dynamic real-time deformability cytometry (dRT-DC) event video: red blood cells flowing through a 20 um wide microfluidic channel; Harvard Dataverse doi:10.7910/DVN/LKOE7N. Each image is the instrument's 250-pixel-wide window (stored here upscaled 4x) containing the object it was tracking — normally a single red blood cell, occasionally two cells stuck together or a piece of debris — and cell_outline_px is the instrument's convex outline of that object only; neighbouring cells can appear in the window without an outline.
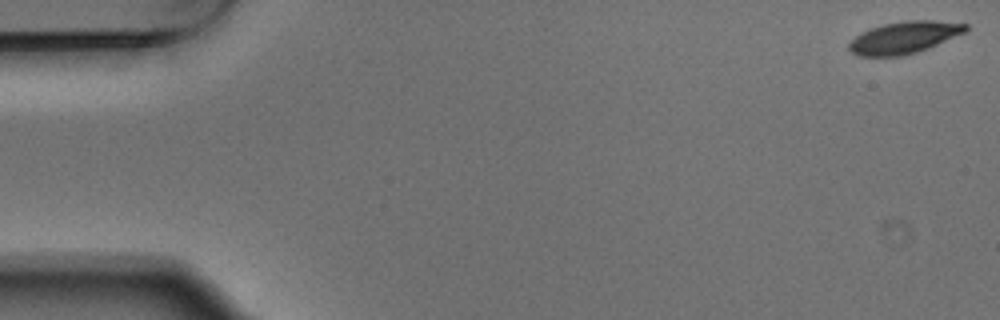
{"species": "Egyptian fruit bat (a non-hibernating species)", "species_latin": "Rousettus aegyptiacus", "temperature_condition": "warm", "stored_images_in_passage": 5, "camera_frame_rate_fps": 3000, "um_per_image_px": 0.085, "animal": {"sex": "male"}, "frame": {"image": 1, "passage_image": 1, "time_ms": 0.0, "image_size_px": [1000, 320], "cell_outline_px": [[968, 28], [964, 32], [928, 48], [904, 56], [860, 56], [852, 52], [848, 48], [848, 44], [860, 32], [884, 24], [904, 20], [932, 20], [968, 24]], "centroid_in_image_um": [76.83, 3.18], "position_along_channel_um": 8.2, "area_um2": 21.56}}
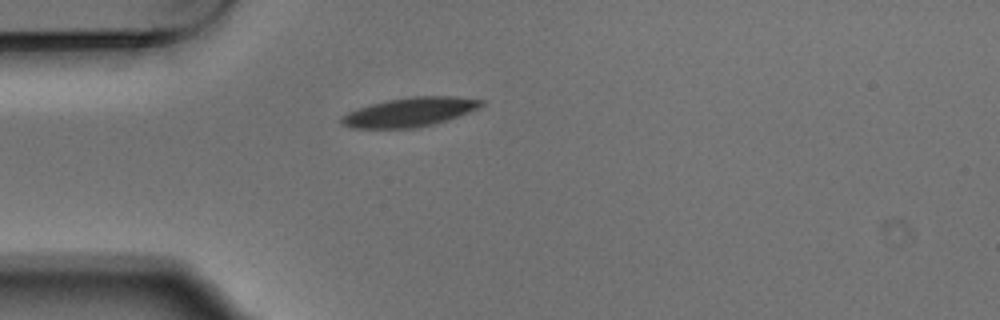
{"frame": {"image": 2, "passage_image": 5, "time_ms": 1.333, "image_size_px": [1000, 320], "cell_outline_px": [[484, 104], [480, 108], [448, 120], [416, 128], [352, 128], [340, 124], [340, 116], [356, 108], [388, 100], [412, 96], [456, 96], [484, 100]], "centroid_in_image_um": [34.83, 9.52], "position_along_channel_um": 50.2, "area_um2": 23.87}}